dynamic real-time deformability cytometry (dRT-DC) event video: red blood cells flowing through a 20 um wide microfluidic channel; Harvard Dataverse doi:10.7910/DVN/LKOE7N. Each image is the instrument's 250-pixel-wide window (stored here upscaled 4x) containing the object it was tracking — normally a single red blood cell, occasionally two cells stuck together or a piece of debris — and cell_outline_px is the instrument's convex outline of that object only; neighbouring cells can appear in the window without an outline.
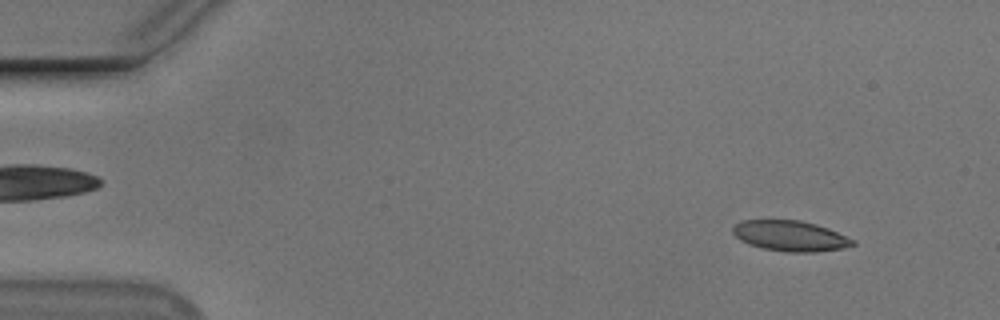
{"species": "Egyptian fruit bat (a non-hibernating species)", "species_latin": "Rousettus aegyptiacus", "temperature_condition": "cold", "stored_images_in_passage": 56, "camera_frame_rate_fps": 3000, "um_per_image_px": 0.085, "animal": {"sex": "male"}, "frame": {"image": 1, "passage_image": 6, "time_ms": 1.667, "image_size_px": [1000, 320], "cell_outline_px": [[856, 244], [844, 248], [816, 252], [784, 252], [764, 248], [748, 244], [740, 240], [732, 232], [732, 228], [740, 220], [800, 220], [816, 224], [828, 228], [856, 240]], "centroid_in_image_um": [67.19, 20.05], "position_along_channel_um": 17.8, "area_um2": 21.44}}
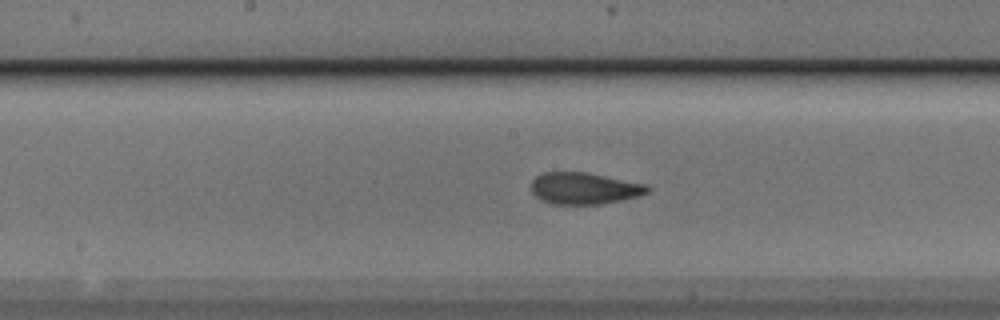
{"frame": {"image": 2, "passage_image": 29, "time_ms": 9.333, "image_size_px": [1000, 320], "cell_outline_px": [[652, 188], [648, 192], [640, 196], [600, 204], [552, 204], [540, 200], [532, 192], [532, 180], [536, 176], [544, 172], [584, 172], [648, 184]], "centroid_in_image_um": [49.68, 16.01], "position_along_channel_um": 198.5, "area_um2": 21.5}}
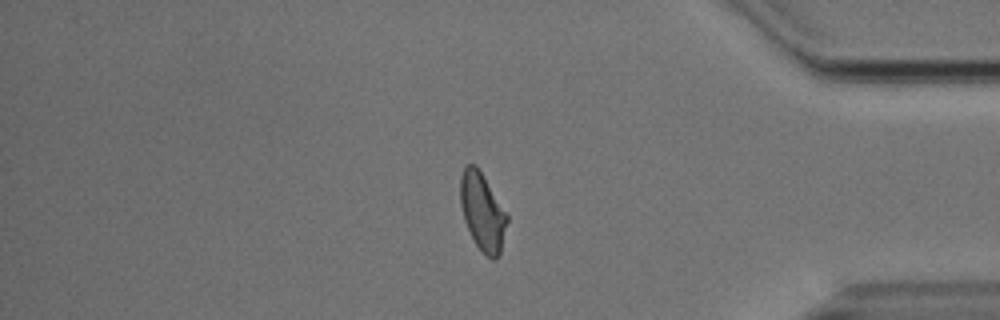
{"frame": {"image": 3, "passage_image": 47, "time_ms": 15.333, "image_size_px": [1000, 320], "cell_outline_px": [[508, 220], [500, 252], [496, 260], [492, 260], [484, 256], [476, 244], [464, 220], [460, 204], [460, 176], [464, 168], [468, 164], [476, 164], [508, 212]], "centroid_in_image_um": [41.02, 18.0], "position_along_channel_um": 394.2, "area_um2": 21.44}, "authors_computed_cell_mechanics": {"area_um2": 21.5594, "velocity_mm_per_s": 3.7106, "shape_relaxation_time_tau1_ms": 4.974, "shape_relaxation_time_tau2_ms": 1.0482, "deformation_change_tau1": 0.1345, "deformation_change_tau2": 0.0627}}